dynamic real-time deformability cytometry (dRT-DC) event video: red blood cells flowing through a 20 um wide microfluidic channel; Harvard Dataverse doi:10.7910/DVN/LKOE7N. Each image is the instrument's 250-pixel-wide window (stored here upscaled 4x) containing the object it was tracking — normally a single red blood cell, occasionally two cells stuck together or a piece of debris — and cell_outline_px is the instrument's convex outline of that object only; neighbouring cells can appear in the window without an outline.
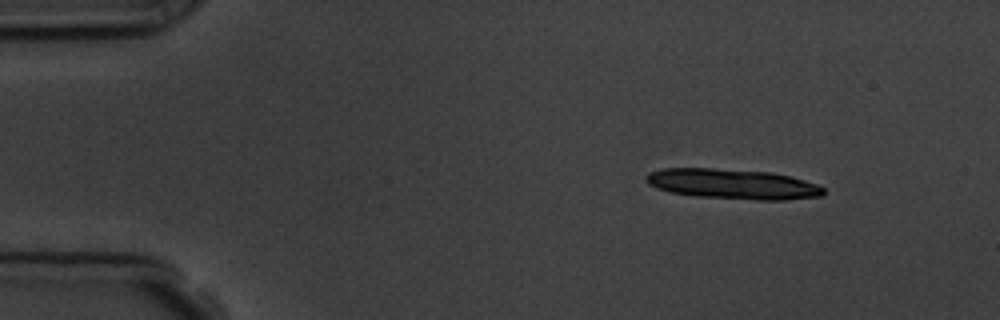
{"species": "common noctule bat (a hibernating species)", "species_latin": "Nyctalus noctula", "temperature_condition": "room temperature", "stored_images_in_passage": 8, "camera_frame_rate_fps": 3000, "um_per_image_px": 0.085, "animal": {"sex": "male", "body_mass_g": 19.5, "forearm_length_mm": 54.6}, "frame": {"image": 1, "passage_image": 1, "time_ms": 0.0, "image_size_px": [1000, 320], "cell_outline_px": [[824, 196], [784, 200], [756, 200], [696, 196], [672, 192], [656, 188], [648, 184], [644, 180], [644, 176], [648, 172], [660, 168], [712, 168], [772, 172], [792, 176], [816, 184], [824, 188]], "centroid_in_image_um": [62.26, 15.64], "position_along_channel_um": 22.7, "area_um2": 31.44}}
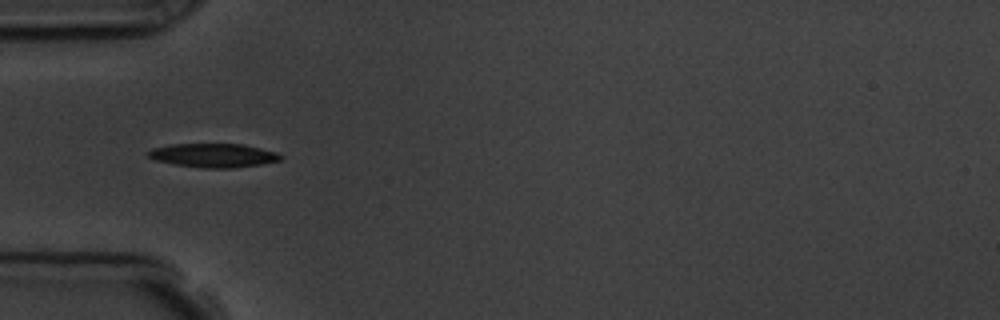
{"frame": {"image": 2, "passage_image": 4, "time_ms": 3.667, "image_size_px": [1000, 320], "cell_outline_px": [[284, 156], [280, 160], [260, 164], [236, 168], [200, 168], [172, 164], [156, 160], [148, 156], [144, 152], [152, 148], [172, 144], [240, 144], [276, 152]], "centroid_in_image_um": [18.09, 13.21], "position_along_channel_um": 66.9, "area_um2": 18.44}}